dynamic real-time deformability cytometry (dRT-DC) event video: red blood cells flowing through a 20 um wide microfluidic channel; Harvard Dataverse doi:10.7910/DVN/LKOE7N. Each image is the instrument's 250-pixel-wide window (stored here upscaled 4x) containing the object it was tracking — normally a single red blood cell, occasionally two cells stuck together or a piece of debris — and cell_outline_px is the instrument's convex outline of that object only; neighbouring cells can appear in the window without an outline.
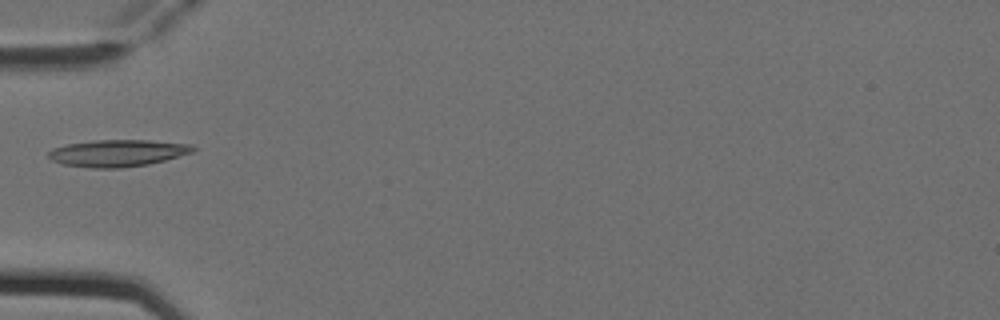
{"species": "Egyptian fruit bat (a non-hibernating species)", "species_latin": "Rousettus aegyptiacus", "temperature_condition": "cold", "stored_images_in_passage": 5, "camera_frame_rate_fps": 3000, "um_per_image_px": 0.085, "animal": {"sex": "female"}, "frame": {"image": 1, "passage_image": 5, "time_ms": 1.333, "image_size_px": [1000, 320], "cell_outline_px": [[196, 148], [192, 152], [164, 160], [148, 164], [120, 168], [92, 168], [64, 164], [52, 160], [48, 156], [48, 152], [52, 148], [68, 144], [96, 140], [148, 140], [192, 144]], "centroid_in_image_um": [10.0, 13.01], "position_along_channel_um": 75.0, "area_um2": 22.48}}